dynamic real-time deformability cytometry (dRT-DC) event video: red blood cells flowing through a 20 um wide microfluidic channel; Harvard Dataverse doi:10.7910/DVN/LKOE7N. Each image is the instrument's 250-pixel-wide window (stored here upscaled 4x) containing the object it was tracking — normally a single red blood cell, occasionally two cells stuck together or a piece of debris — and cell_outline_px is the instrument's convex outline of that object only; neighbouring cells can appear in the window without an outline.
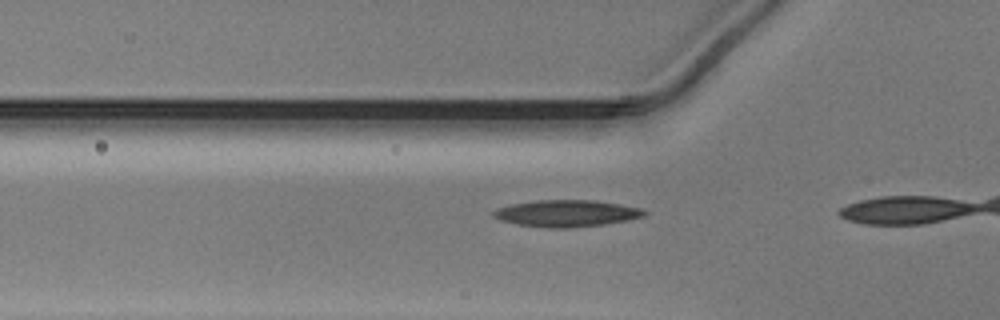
{"species": "Egyptian fruit bat (a non-hibernating species)", "species_latin": "Rousettus aegyptiacus", "temperature_condition": "warm", "stored_images_in_passage": 5, "camera_frame_rate_fps": 3000, "um_per_image_px": 0.085, "animal": {"sex": "male"}, "frame": {"image": 1, "passage_image": 4, "time_ms": 1.0, "image_size_px": [1000, 320], "cell_outline_px": [[648, 212], [644, 216], [628, 220], [604, 224], [568, 228], [548, 228], [516, 224], [500, 220], [492, 216], [492, 212], [496, 208], [512, 204], [536, 200], [596, 200], [620, 204], [640, 208]], "centroid_in_image_um": [48.14, 18.13], "position_along_channel_um": 77.7, "area_um2": 23.58}}